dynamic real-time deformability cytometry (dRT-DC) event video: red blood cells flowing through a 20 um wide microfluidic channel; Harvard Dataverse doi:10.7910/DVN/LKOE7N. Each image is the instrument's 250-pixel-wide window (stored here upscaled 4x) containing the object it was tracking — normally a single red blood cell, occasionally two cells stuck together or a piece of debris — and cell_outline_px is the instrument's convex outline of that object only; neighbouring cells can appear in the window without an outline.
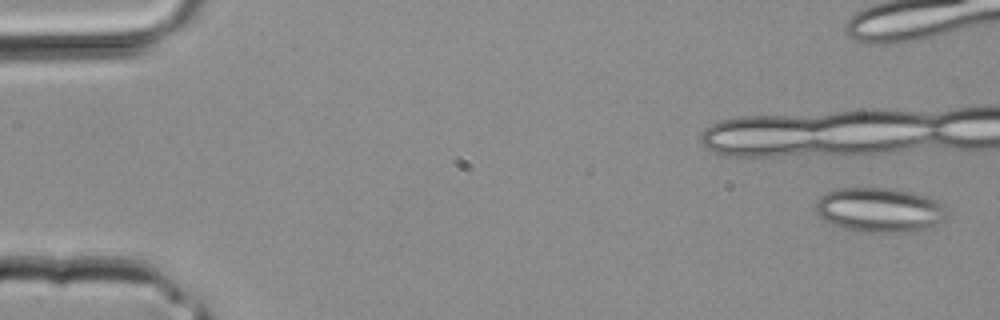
{"species": "common noctule bat (a hibernating species)", "species_latin": "Nyctalus noctula", "temperature_condition": "room temperature", "stored_images_in_passage": 1, "camera_frame_rate_fps": 3000, "um_per_image_px": 0.085, "animal": {"sex": "male", "body_mass_g": 20.4}, "frame": {"image": 1, "passage_image": 1, "time_ms": 0.0, "image_size_px": [1000, 320], "cell_outline_px": [[948, 212], [936, 224], [928, 228], [912, 232], [864, 232], [844, 228], [832, 224], [824, 220], [812, 208], [816, 200], [820, 196], [828, 192], [840, 188], [888, 188], [912, 192], [936, 200], [944, 204], [948, 208]], "centroid_in_image_um": [74.74, 17.84], "position_along_channel_um": 10.3, "area_um2": 34.16}}